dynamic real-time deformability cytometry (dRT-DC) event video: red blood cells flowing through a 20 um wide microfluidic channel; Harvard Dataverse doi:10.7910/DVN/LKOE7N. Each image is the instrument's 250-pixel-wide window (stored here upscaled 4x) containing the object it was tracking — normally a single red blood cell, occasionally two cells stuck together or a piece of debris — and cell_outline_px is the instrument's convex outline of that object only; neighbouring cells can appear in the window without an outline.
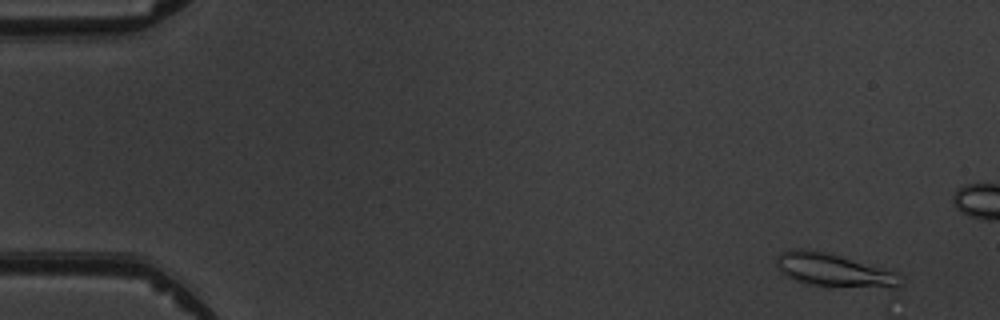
{"species": "common noctule bat (a hibernating species)", "species_latin": "Nyctalus noctula", "temperature_condition": "warm", "stored_images_in_passage": 6, "camera_frame_rate_fps": 3000, "um_per_image_px": 0.085, "animal": {"sex": "male", "body_mass_g": 19.5, "forearm_length_mm": 54.6}, "frame": {"image": 1, "passage_image": 2, "time_ms": 1.0, "image_size_px": [1000, 320], "cell_outline_px": [[900, 288], [888, 288], [808, 284], [796, 280], [788, 276], [776, 268], [776, 256], [780, 252], [796, 248], [804, 248], [828, 252], [900, 272]], "centroid_in_image_um": [70.9, 22.94], "position_along_channel_um": 14.1, "area_um2": 24.16}}